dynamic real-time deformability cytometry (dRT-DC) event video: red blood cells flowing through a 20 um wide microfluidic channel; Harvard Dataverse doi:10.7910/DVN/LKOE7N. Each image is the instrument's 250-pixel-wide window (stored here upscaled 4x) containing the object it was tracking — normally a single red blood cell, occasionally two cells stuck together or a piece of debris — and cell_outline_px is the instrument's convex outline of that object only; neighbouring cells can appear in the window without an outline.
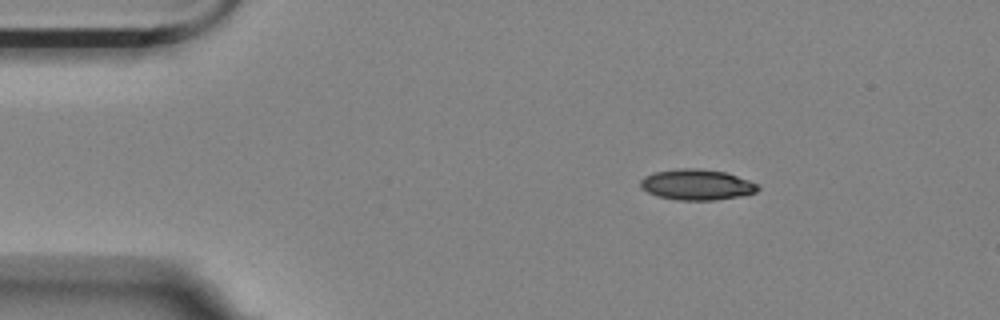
{"species": "Egyptian fruit bat (a non-hibernating species)", "species_latin": "Rousettus aegyptiacus", "temperature_condition": "room temperature", "stored_images_in_passage": 3, "camera_frame_rate_fps": 3000, "um_per_image_px": 0.085, "animal": {"sex": "female"}, "frame": {"image": 1, "passage_image": 1, "time_ms": 0.0, "image_size_px": [1000, 320], "cell_outline_px": [[760, 188], [756, 192], [740, 196], [712, 200], [676, 200], [660, 196], [648, 192], [640, 188], [640, 180], [644, 176], [656, 172], [680, 168], [696, 168], [724, 172], [760, 184]], "centroid_in_image_um": [59.23, 15.69], "position_along_channel_um": 25.8, "area_um2": 20.87}}